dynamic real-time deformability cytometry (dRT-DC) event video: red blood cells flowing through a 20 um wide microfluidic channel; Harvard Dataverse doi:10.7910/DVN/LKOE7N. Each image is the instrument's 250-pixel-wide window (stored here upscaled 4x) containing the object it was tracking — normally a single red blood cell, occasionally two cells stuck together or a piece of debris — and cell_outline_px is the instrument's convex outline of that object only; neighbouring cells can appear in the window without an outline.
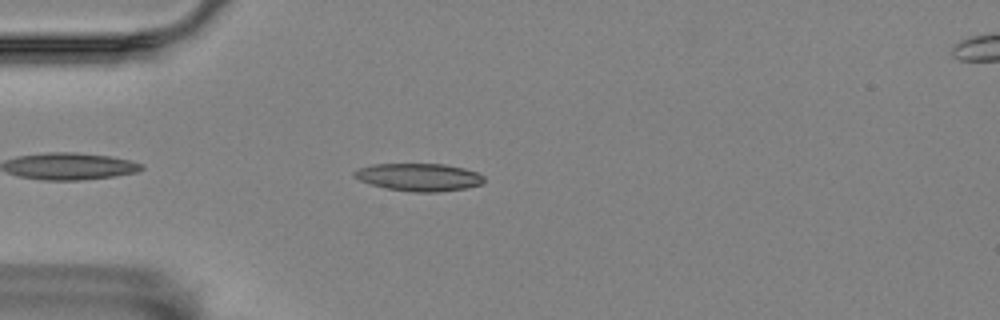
{"species": "Egyptian fruit bat (a non-hibernating species)", "species_latin": "Rousettus aegyptiacus", "temperature_condition": "room temperature", "stored_images_in_passage": 24, "camera_frame_rate_fps": 3000, "um_per_image_px": 0.085, "animal": {"sex": "female"}, "frame": {"image": 1, "passage_image": 5, "time_ms": 1.333, "image_size_px": [1000, 320], "cell_outline_px": [[484, 180], [480, 184], [464, 188], [436, 192], [416, 192], [388, 188], [372, 184], [360, 180], [352, 176], [352, 172], [360, 168], [372, 164], [444, 164], [464, 168], [476, 172], [484, 176]], "centroid_in_image_um": [35.6, 15.04], "position_along_channel_um": 49.4, "area_um2": 20.63}}
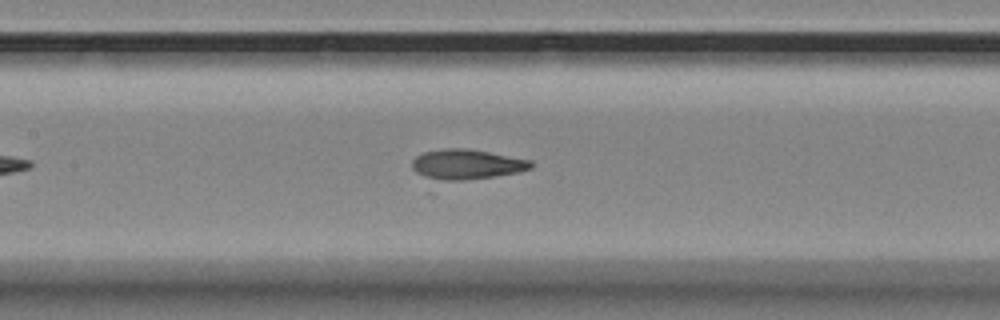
{"frame": {"image": 2, "passage_image": 16, "time_ms": 5.0, "image_size_px": [1000, 320], "cell_outline_px": [[532, 168], [520, 172], [432, 196], [428, 192], [412, 168], [412, 160], [416, 156], [424, 152], [448, 148], [464, 148], [488, 152], [532, 160]], "centroid_in_image_um": [39.39, 14.3], "position_along_channel_um": 168.0, "area_um2": 25.95}}
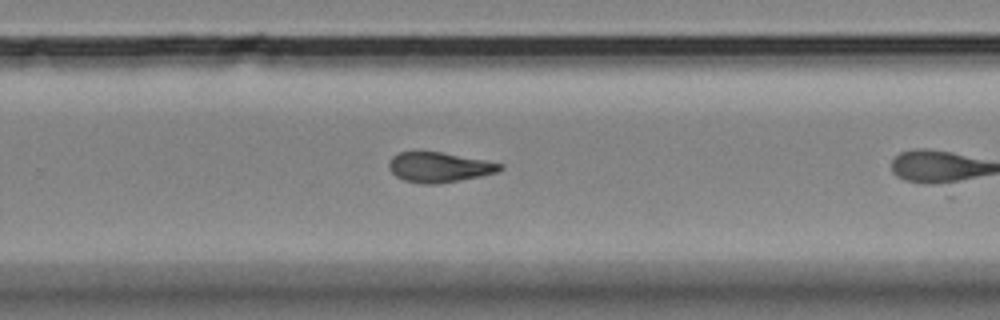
{"frame": {"image": 3, "passage_image": 23, "time_ms": 7.333, "image_size_px": [1000, 320], "cell_outline_px": [[504, 168], [496, 172], [480, 176], [436, 184], [420, 184], [404, 180], [396, 176], [388, 168], [388, 164], [392, 156], [400, 152], [420, 148], [484, 160], [504, 164]], "centroid_in_image_um": [37.26, 14.17], "position_along_channel_um": 292.5, "area_um2": 19.88}}